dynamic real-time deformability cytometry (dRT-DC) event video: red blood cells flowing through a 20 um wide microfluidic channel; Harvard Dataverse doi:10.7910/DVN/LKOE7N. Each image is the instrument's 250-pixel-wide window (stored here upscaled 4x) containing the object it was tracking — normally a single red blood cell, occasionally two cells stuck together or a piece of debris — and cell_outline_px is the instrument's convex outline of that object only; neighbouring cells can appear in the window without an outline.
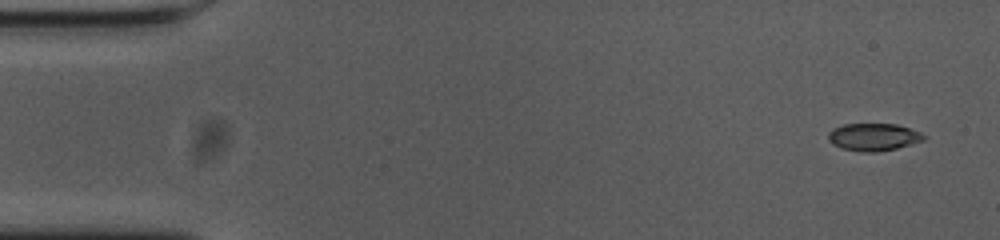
{"species": "common noctule bat (a hibernating species)", "species_latin": "Nyctalus noctula", "temperature_condition": "cold", "stored_images_in_passage": 53, "camera_frame_rate_fps": 3000, "um_per_image_px": 0.085, "animal": {"sex": "female", "body_mass_g": 23.0, "forearm_length_mm": 53.4}, "frame": {"image": 1, "passage_image": 1, "time_ms": 0.0, "image_size_px": [1000, 240], "cell_outline_px": [[928, 136], [924, 140], [896, 148], [876, 152], [860, 152], [840, 148], [832, 144], [828, 140], [828, 132], [832, 128], [844, 124], [896, 124], [920, 132]], "centroid_in_image_um": [74.21, 11.65], "position_along_channel_um": 10.8, "area_um2": 15.37}}
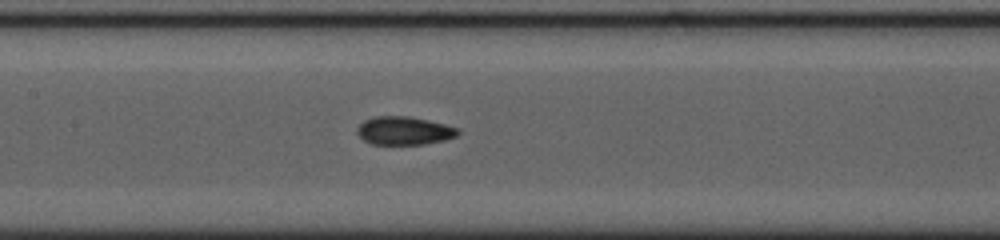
{"frame": {"image": 2, "passage_image": 24, "time_ms": 7.667, "image_size_px": [1000, 240], "cell_outline_px": [[460, 132], [456, 136], [444, 140], [424, 144], [372, 144], [364, 140], [356, 132], [356, 128], [364, 120], [376, 116], [408, 116], [428, 120], [460, 128]], "centroid_in_image_um": [34.35, 11.1], "position_along_channel_um": 173.0, "area_um2": 16.59}}
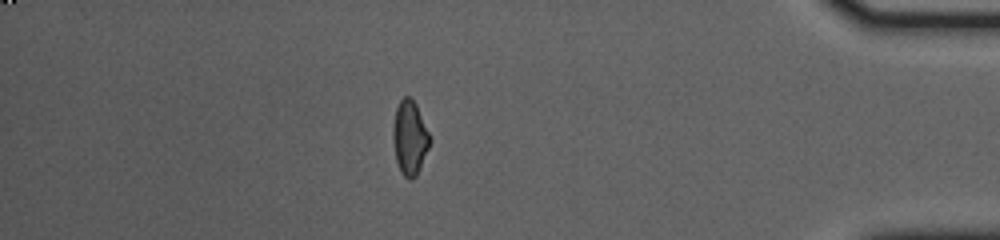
{"frame": {"image": 3, "passage_image": 46, "time_ms": 15.0, "image_size_px": [1000, 240], "cell_outline_px": [[432, 140], [416, 176], [412, 180], [408, 180], [400, 172], [396, 160], [392, 136], [392, 128], [396, 108], [400, 100], [404, 96], [408, 96], [416, 104], [432, 136]], "centroid_in_image_um": [34.84, 11.71], "position_along_channel_um": 400.4, "area_um2": 16.18}, "authors_computed_cell_mechanics": {"area_um2": 16.184, "velocity_mm_per_s": 3.6901, "shape_relaxation_time_tau1_ms": null, "shape_relaxation_time_tau2_ms": 2.0521, "deformation_change_tau1": null, "deformation_change_tau2": 0.0759}}